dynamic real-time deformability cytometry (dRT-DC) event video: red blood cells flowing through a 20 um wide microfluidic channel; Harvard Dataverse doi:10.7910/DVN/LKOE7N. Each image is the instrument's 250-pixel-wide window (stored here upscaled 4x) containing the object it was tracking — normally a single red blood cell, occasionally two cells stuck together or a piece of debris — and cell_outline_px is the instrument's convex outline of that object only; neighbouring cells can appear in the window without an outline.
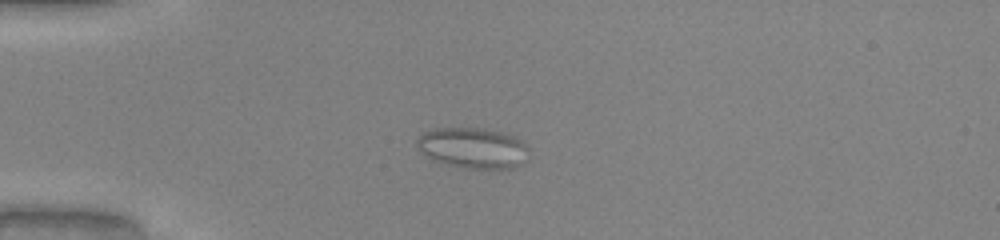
{"species": "common noctule bat (a hibernating species)", "species_latin": "Nyctalus noctula", "temperature_condition": "warm", "stored_images_in_passage": 48, "camera_frame_rate_fps": 3000, "um_per_image_px": 0.085, "animal": {"sex": "male", "body_mass_g": 20.0, "forearm_length_mm": 53.3}, "frame": {"image": 1, "passage_image": 16, "time_ms": 5.0, "image_size_px": [1000, 240], "cell_outline_px": [[524, 144], [516, 164], [512, 168], [496, 172], [488, 172], [464, 168], [444, 164], [432, 160], [420, 152], [416, 144], [416, 140], [424, 132], [436, 128], [484, 128], [500, 132], [512, 136]], "centroid_in_image_um": [40.04, 12.61], "position_along_channel_um": 45.0, "area_um2": 26.3}}
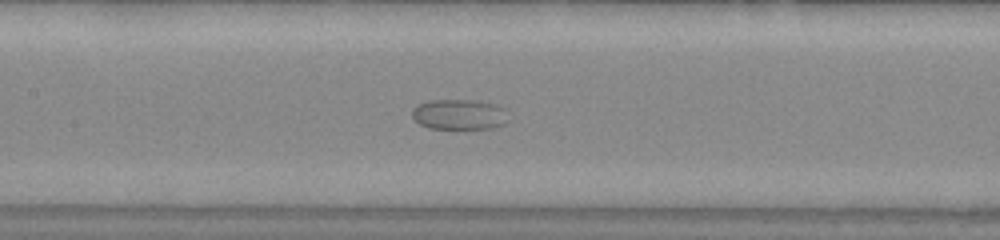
{"frame": {"image": 2, "passage_image": 28, "time_ms": 9.0, "image_size_px": [1000, 240], "cell_outline_px": [[508, 120], [504, 124], [492, 128], [428, 128], [420, 124], [412, 116], [412, 108], [428, 100], [480, 100], [496, 104], [504, 108]], "centroid_in_image_um": [39.05, 9.71], "position_along_channel_um": 168.4, "area_um2": 17.05}}
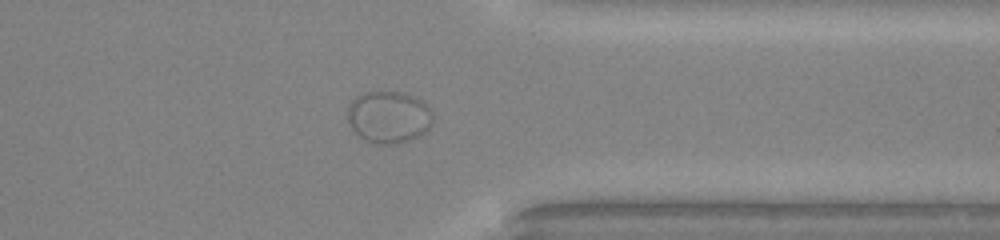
{"frame": {"image": 3, "passage_image": 45, "time_ms": 14.667, "image_size_px": [1000, 240], "cell_outline_px": [[432, 120], [428, 128], [424, 132], [412, 140], [396, 144], [380, 144], [364, 140], [352, 128], [348, 120], [348, 104], [356, 96], [364, 92], [400, 92], [424, 100], [432, 112]], "centroid_in_image_um": [33.04, 9.94], "position_along_channel_um": 378.4, "area_um2": 25.89}}